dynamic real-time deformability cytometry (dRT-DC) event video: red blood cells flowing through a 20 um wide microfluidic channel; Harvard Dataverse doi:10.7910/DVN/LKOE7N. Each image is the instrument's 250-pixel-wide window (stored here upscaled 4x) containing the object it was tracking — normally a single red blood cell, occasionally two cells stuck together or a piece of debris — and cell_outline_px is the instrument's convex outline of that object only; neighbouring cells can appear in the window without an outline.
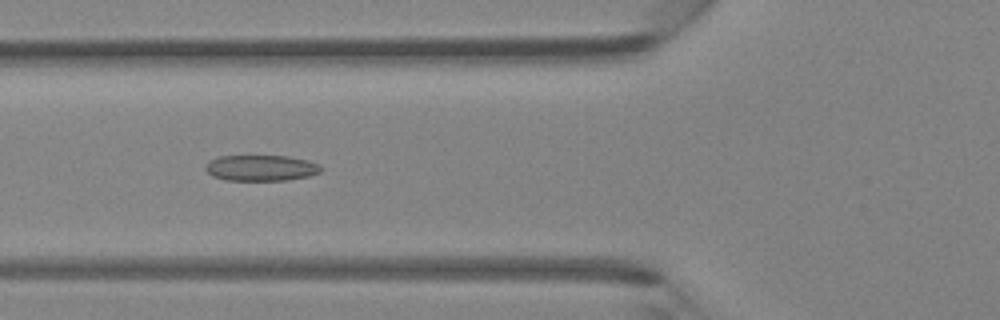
{"species": "Egyptian fruit bat (a non-hibernating species)", "species_latin": "Rousettus aegyptiacus", "temperature_condition": "room temperature", "stored_images_in_passage": 38, "camera_frame_rate_fps": 3000, "um_per_image_px": 0.085, "animal": {"sex": "female"}, "frame": {"image": 1, "passage_image": 13, "time_ms": 4.0, "image_size_px": [1000, 320], "cell_outline_px": [[324, 168], [320, 172], [308, 176], [284, 180], [224, 180], [212, 176], [204, 168], [208, 160], [220, 156], [288, 156], [308, 160], [320, 164]], "centroid_in_image_um": [22.18, 14.27], "position_along_channel_um": 103.6, "area_um2": 17.51}}
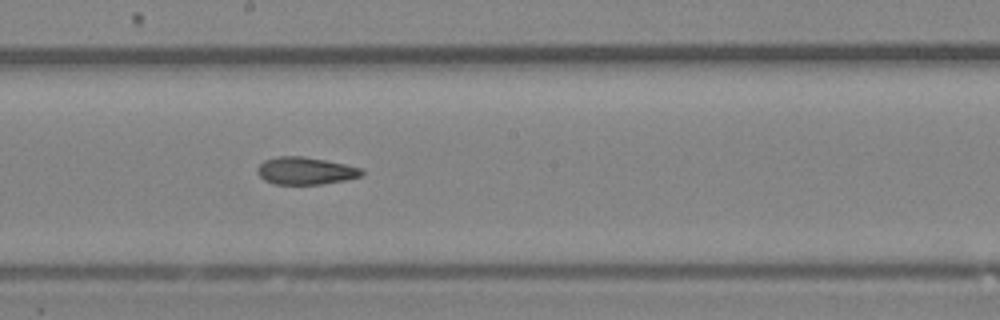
{"frame": {"image": 2, "passage_image": 21, "time_ms": 6.667, "image_size_px": [1000, 320], "cell_outline_px": [[364, 172], [360, 176], [344, 180], [320, 184], [276, 184], [264, 180], [256, 172], [256, 168], [264, 160], [280, 156], [304, 156], [344, 164], [360, 168]], "centroid_in_image_um": [25.91, 14.51], "position_along_channel_um": 222.3, "area_um2": 16.47}}
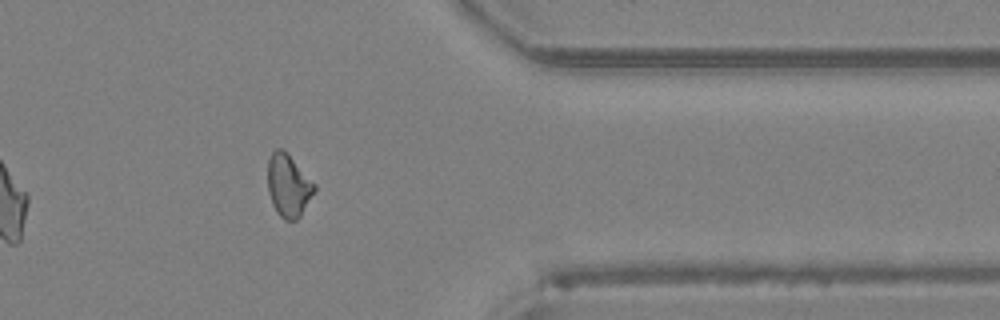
{"frame": {"image": 3, "passage_image": 33, "time_ms": 10.667, "image_size_px": [1000, 320], "cell_outline_px": [[316, 188], [300, 216], [296, 220], [284, 220], [276, 212], [272, 204], [268, 192], [268, 160], [272, 152], [276, 148], [284, 148], [288, 152], [316, 184]], "centroid_in_image_um": [24.51, 15.74], "position_along_channel_um": 386.9, "area_um2": 17.22}}